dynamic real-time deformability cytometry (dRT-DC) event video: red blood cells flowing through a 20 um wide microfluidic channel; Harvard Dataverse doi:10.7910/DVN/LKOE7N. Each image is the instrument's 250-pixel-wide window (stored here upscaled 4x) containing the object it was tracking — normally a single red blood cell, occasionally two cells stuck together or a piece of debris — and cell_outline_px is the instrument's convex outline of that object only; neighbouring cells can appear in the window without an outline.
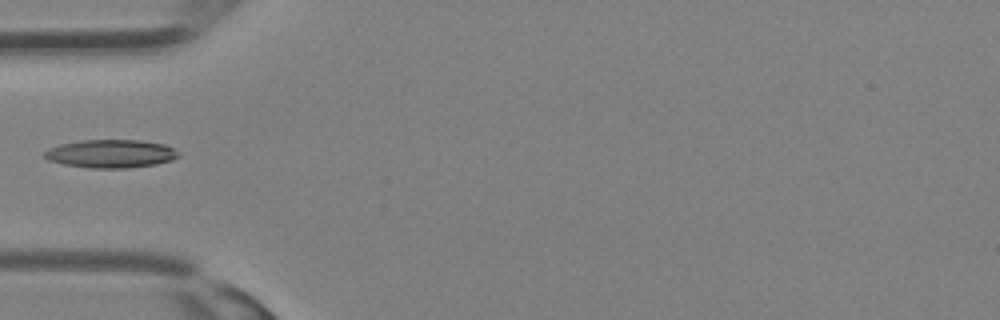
{"species": "Egyptian fruit bat (a non-hibernating species)", "species_latin": "Rousettus aegyptiacus", "temperature_condition": "room temperature", "stored_images_in_passage": 29, "camera_frame_rate_fps": 3000, "um_per_image_px": 0.085, "animal": {"sex": "female"}, "frame": {"image": 1, "passage_image": 7, "time_ms": 2.0, "image_size_px": [1000, 320], "cell_outline_px": [[180, 156], [172, 160], [156, 164], [128, 168], [88, 168], [64, 164], [48, 160], [40, 156], [40, 152], [48, 148], [60, 144], [80, 140], [140, 140], [164, 144], [180, 152]], "centroid_in_image_um": [9.37, 13.06], "position_along_channel_um": 75.6, "area_um2": 22.37}}
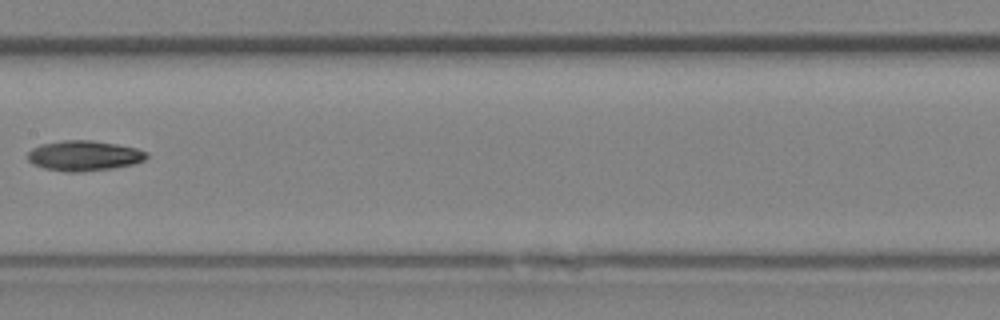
{"frame": {"image": 2, "passage_image": 13, "time_ms": 4.0, "image_size_px": [1000, 320], "cell_outline_px": [[148, 156], [144, 160], [132, 164], [112, 168], [80, 172], [68, 172], [44, 168], [32, 164], [28, 160], [28, 152], [32, 148], [40, 144], [64, 140], [92, 140], [116, 144], [136, 148], [148, 152]], "centroid_in_image_um": [7.13, 13.23], "position_along_channel_um": 200.3, "area_um2": 20.92}}
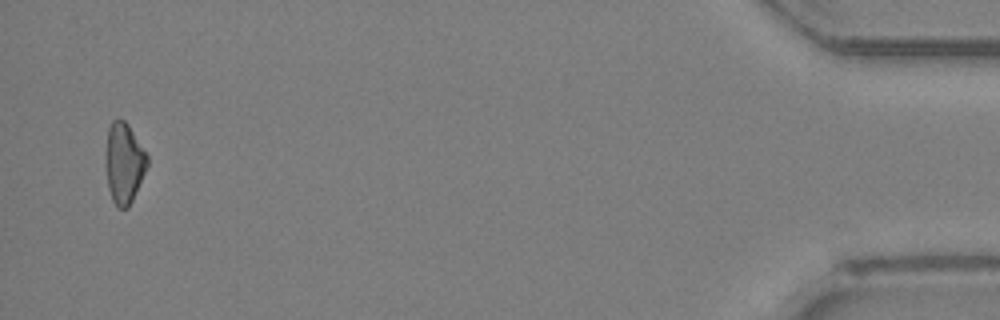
{"frame": {"image": 3, "passage_image": 28, "time_ms": 9.0, "image_size_px": [1000, 320], "cell_outline_px": [[148, 164], [132, 200], [128, 208], [116, 208], [112, 200], [108, 188], [104, 168], [104, 164], [108, 128], [112, 120], [124, 120], [128, 124], [148, 156]], "centroid_in_image_um": [10.5, 13.88], "position_along_channel_um": 424.7, "area_um2": 19.65}}